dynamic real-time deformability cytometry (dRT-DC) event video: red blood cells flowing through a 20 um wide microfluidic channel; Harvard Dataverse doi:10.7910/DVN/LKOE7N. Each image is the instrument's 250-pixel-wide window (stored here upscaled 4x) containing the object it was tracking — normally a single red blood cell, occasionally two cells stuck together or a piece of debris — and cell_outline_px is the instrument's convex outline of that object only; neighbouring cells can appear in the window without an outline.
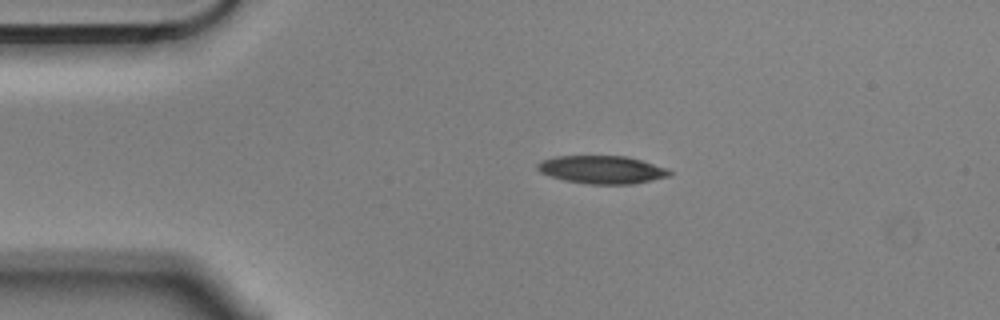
{"species": "Egyptian fruit bat (a non-hibernating species)", "species_latin": "Rousettus aegyptiacus", "temperature_condition": "cold", "stored_images_in_passage": 2, "camera_frame_rate_fps": 3000, "um_per_image_px": 0.085, "animal": {"sex": "male"}, "frame": {"image": 1, "passage_image": 1, "time_ms": 0.0, "image_size_px": [1000, 320], "cell_outline_px": [[672, 172], [668, 176], [652, 180], [632, 184], [588, 184], [564, 180], [540, 172], [536, 168], [536, 164], [540, 160], [556, 156], [628, 156], [668, 168]], "centroid_in_image_um": [51.15, 14.41], "position_along_channel_um": 33.8, "area_um2": 21.56}}